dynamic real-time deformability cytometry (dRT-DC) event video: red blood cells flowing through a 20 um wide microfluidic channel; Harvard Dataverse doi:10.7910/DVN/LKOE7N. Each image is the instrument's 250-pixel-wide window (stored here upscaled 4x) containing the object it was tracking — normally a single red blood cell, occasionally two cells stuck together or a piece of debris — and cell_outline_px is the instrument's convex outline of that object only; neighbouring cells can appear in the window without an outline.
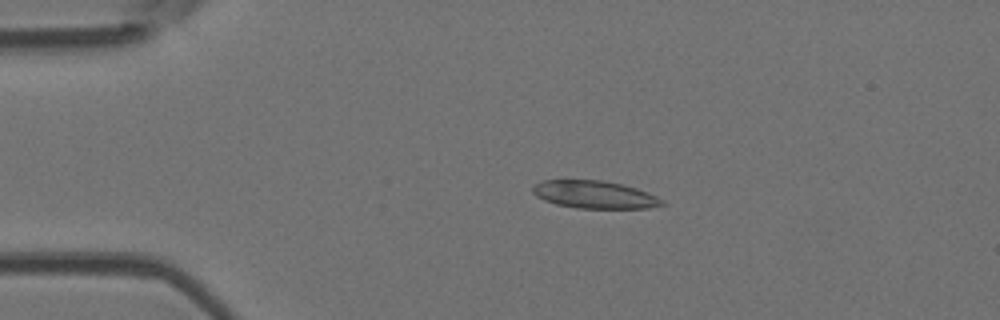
{"species": "Egyptian fruit bat (a non-hibernating species)", "species_latin": "Rousettus aegyptiacus", "temperature_condition": "room temperature", "stored_images_in_passage": 50, "camera_frame_rate_fps": 3000, "um_per_image_px": 0.085, "animal": {"sex": "female"}, "frame": {"image": 1, "passage_image": 10, "time_ms": 3.0, "image_size_px": [1000, 320], "cell_outline_px": [[664, 204], [648, 208], [576, 208], [556, 204], [544, 200], [536, 196], [532, 192], [532, 184], [544, 180], [604, 180], [624, 184], [636, 188], [656, 196], [664, 200]], "centroid_in_image_um": [50.5, 16.53], "position_along_channel_um": 34.5, "area_um2": 20.92}}
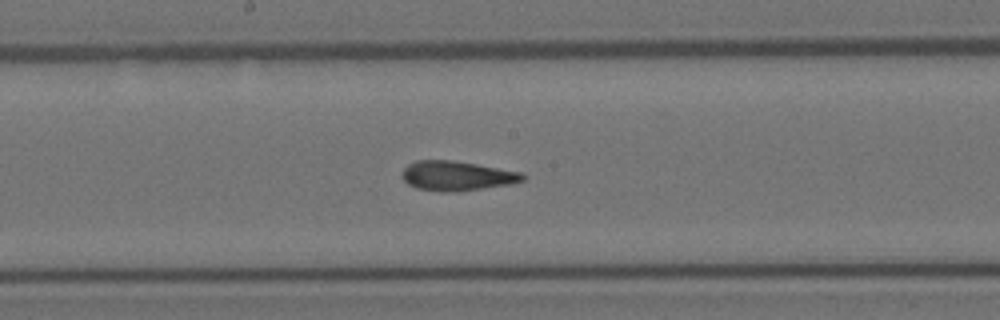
{"frame": {"image": 2, "passage_image": 26, "time_ms": 8.333, "image_size_px": [1000, 320], "cell_outline_px": [[528, 176], [524, 180], [508, 184], [480, 188], [448, 192], [440, 192], [416, 188], [408, 184], [404, 180], [404, 168], [408, 164], [416, 160], [452, 160], [524, 172]], "centroid_in_image_um": [38.86, 14.93], "position_along_channel_um": 209.3, "area_um2": 20.63}}
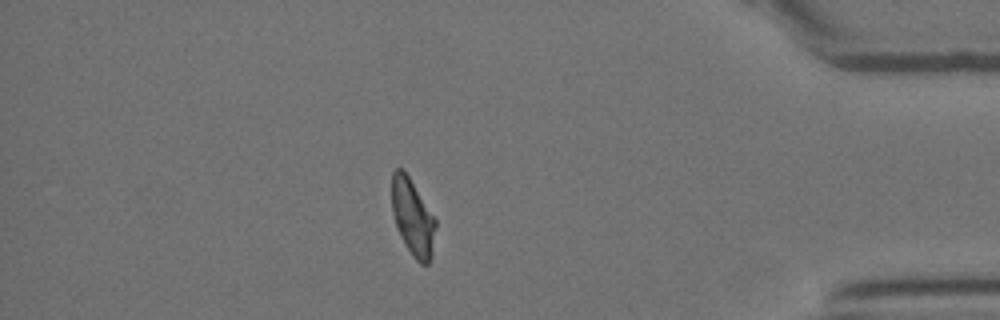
{"frame": {"image": 3, "passage_image": 43, "time_ms": 14.0, "image_size_px": [1000, 320], "cell_outline_px": [[436, 228], [432, 256], [428, 264], [420, 264], [412, 256], [400, 236], [396, 228], [392, 212], [392, 172], [396, 168], [404, 168], [436, 220]], "centroid_in_image_um": [35.07, 18.48], "position_along_channel_um": 400.1, "area_um2": 19.71}, "authors_computed_cell_mechanics": {"area_um2": 20.8658, "velocity_mm_per_s": 4.053, "shape_relaxation_time_tau1_ms": 11.2023, "shape_relaxation_time_tau2_ms": 1.8891, "deformation_change_tau1": 0.2478, "deformation_change_tau2": 0.1133}}